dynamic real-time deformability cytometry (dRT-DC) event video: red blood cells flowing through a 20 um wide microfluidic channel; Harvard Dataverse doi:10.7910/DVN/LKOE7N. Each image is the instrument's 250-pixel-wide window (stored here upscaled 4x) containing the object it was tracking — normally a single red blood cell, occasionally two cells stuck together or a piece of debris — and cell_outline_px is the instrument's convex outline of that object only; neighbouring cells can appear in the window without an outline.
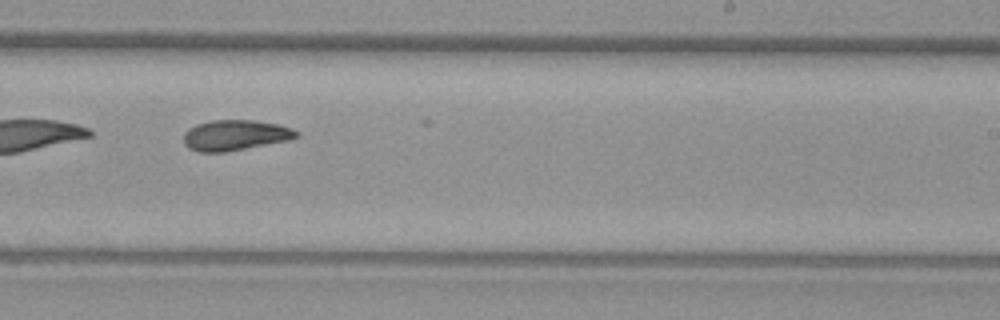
{"species": "common noctule bat (a hibernating species)", "species_latin": "Nyctalus noctula", "temperature_condition": "warm", "stored_images_in_passage": 41, "camera_frame_rate_fps": 3000, "um_per_image_px": 0.085, "animal": {"sex": "female", "body_mass_g": 29.2, "forearm_length_mm": 56.3}, "frame": {"image": 1, "passage_image": 25, "time_ms": 8.0, "image_size_px": [1000, 320], "cell_outline_px": [[300, 136], [288, 140], [228, 152], [200, 152], [188, 148], [184, 144], [184, 132], [188, 128], [196, 124], [212, 120], [256, 120], [276, 124], [292, 128], [300, 132]], "centroid_in_image_um": [19.99, 11.49], "position_along_channel_um": 269.0, "area_um2": 20.23}, "authors_computed_cell_mechanics": {"area_um2": 20.0566, "velocity_mm_per_s": 3.6641, "shape_relaxation_time_tau1_ms": null, "shape_relaxation_time_tau2_ms": 6.5867, "deformation_change_tau1": null, "deformation_change_tau2": 0.12}}